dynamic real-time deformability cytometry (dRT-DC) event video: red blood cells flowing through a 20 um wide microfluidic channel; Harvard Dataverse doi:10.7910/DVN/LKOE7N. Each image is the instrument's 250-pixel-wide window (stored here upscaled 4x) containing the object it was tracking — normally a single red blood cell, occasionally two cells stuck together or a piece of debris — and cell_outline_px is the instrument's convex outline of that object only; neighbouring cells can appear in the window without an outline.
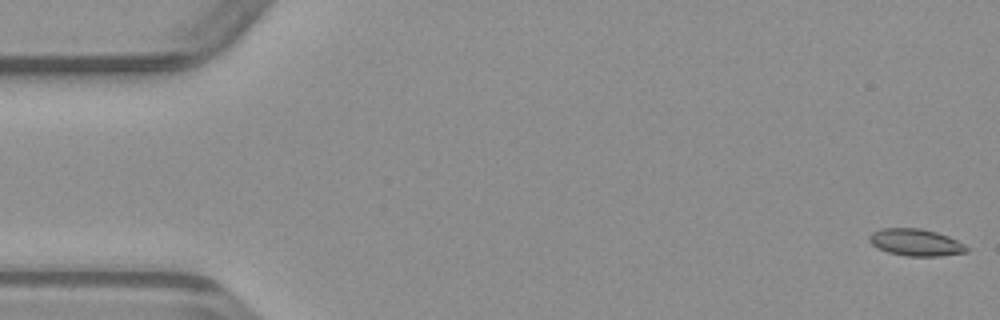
{"species": "common noctule bat (a hibernating species)", "species_latin": "Nyctalus noctula", "temperature_condition": "warm", "stored_images_in_passage": 49, "camera_frame_rate_fps": 3000, "um_per_image_px": 0.085, "animal": {"sex": "male", "body_mass_g": 23.1, "forearm_length_mm": 52.7}, "frame": {"image": 1, "passage_image": 1, "time_ms": 0.0, "image_size_px": [1000, 320], "cell_outline_px": [[968, 252], [940, 256], [908, 256], [888, 252], [876, 248], [868, 240], [868, 236], [872, 232], [880, 228], [920, 228], [936, 232], [948, 236], [964, 244], [968, 248]], "centroid_in_image_um": [77.81, 20.6], "position_along_channel_um": 7.2, "area_um2": 15.37}}
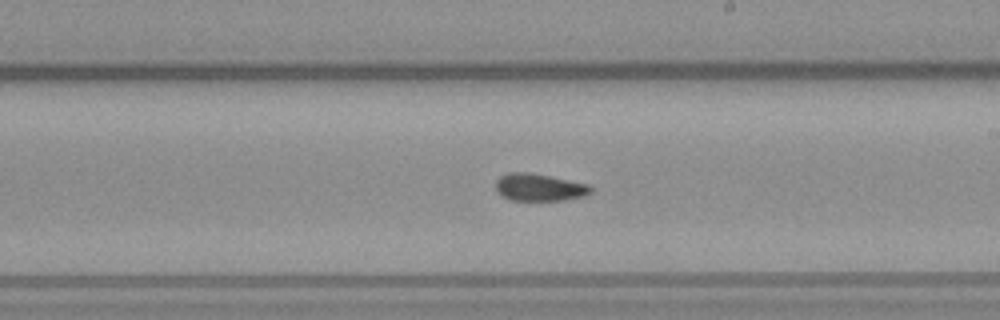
{"frame": {"image": 2, "passage_image": 28, "time_ms": 9.0, "image_size_px": [1000, 320], "cell_outline_px": [[592, 192], [584, 196], [564, 200], [512, 200], [500, 196], [496, 192], [496, 180], [500, 176], [508, 172], [528, 172], [588, 184], [592, 188]], "centroid_in_image_um": [45.8, 15.93], "position_along_channel_um": 243.2, "area_um2": 15.14}}
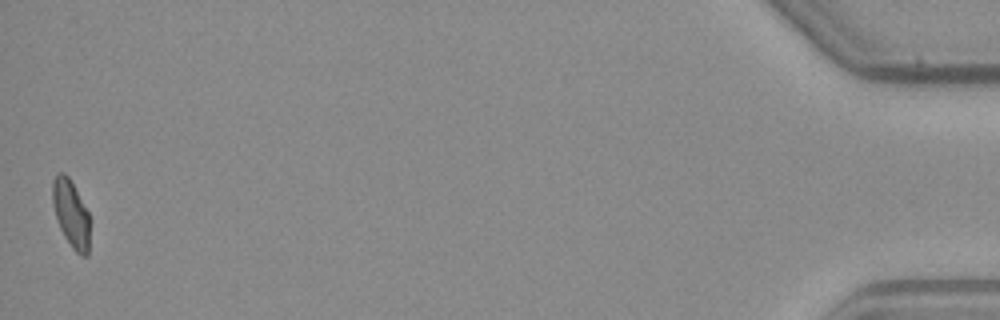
{"frame": {"image": 3, "passage_image": 49, "time_ms": 16.0, "image_size_px": [1000, 320], "cell_outline_px": [[88, 256], [80, 256], [72, 248], [64, 236], [60, 228], [52, 204], [52, 180], [60, 172], [64, 172], [68, 176], [88, 212]], "centroid_in_image_um": [6.01, 18.16], "position_along_channel_um": 429.2, "area_um2": 14.33}}